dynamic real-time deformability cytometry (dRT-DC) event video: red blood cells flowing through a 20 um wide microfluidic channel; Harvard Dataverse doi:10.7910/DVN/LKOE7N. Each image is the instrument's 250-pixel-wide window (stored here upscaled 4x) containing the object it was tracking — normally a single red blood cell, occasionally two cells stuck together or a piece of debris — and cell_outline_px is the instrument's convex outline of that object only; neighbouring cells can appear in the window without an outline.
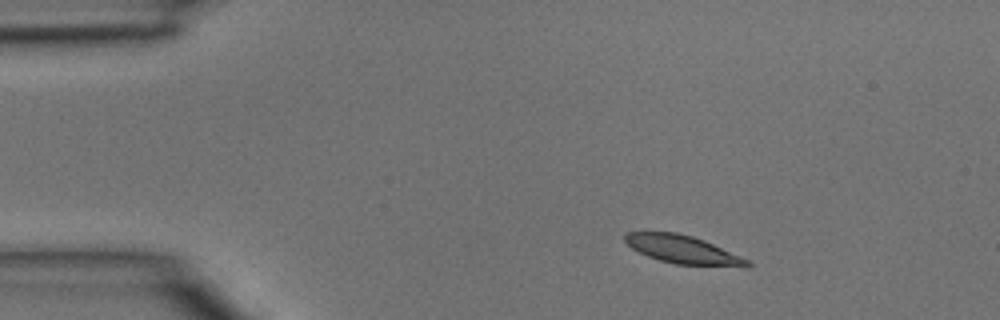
{"species": "common noctule bat (a hibernating species)", "species_latin": "Nyctalus noctula", "temperature_condition": "room temperature", "stored_images_in_passage": 3, "camera_frame_rate_fps": 3000, "um_per_image_px": 0.085, "animal": {"sex": "male", "body_mass_g": 15.6}, "frame": {"image": 1, "passage_image": 1, "time_ms": 0.0, "image_size_px": [1000, 320], "cell_outline_px": [[752, 264], [748, 268], [744, 268], [676, 264], [660, 260], [648, 256], [632, 248], [624, 240], [624, 236], [628, 232], [676, 232], [692, 236], [704, 240], [740, 256], [748, 260]], "centroid_in_image_um": [58.1, 21.23], "position_along_channel_um": 26.9, "area_um2": 20.11}}
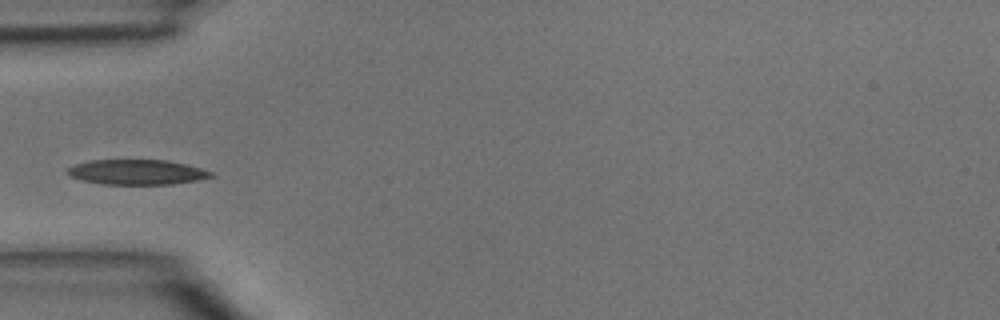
{"frame": {"image": 2, "passage_image": 3, "time_ms": 0.667, "image_size_px": [1000, 320], "cell_outline_px": [[216, 176], [196, 180], [172, 184], [104, 184], [80, 180], [68, 176], [64, 172], [68, 168], [76, 164], [92, 160], [168, 160], [200, 168], [212, 172]], "centroid_in_image_um": [11.59, 14.63], "position_along_channel_um": 73.4, "area_um2": 20.92}}